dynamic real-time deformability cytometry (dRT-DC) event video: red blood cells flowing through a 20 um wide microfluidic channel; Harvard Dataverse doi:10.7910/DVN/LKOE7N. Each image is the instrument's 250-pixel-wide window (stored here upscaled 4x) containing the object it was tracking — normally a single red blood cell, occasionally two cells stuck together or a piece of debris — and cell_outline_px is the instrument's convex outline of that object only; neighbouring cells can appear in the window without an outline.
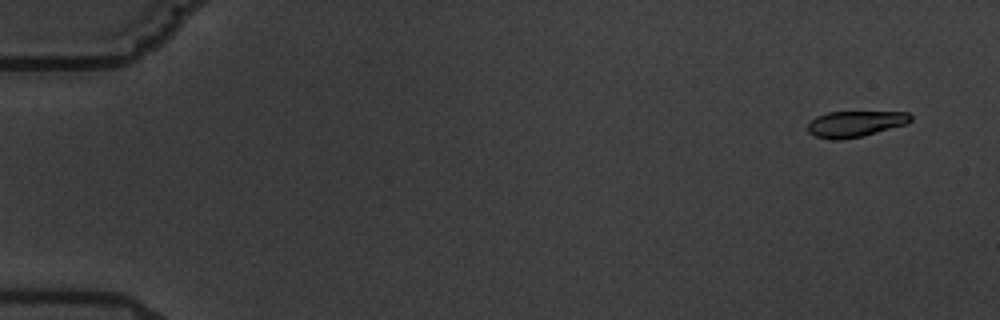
{"species": "common noctule bat (a hibernating species)", "species_latin": "Nyctalus noctula", "temperature_condition": "warm", "stored_images_in_passage": 17, "camera_frame_rate_fps": 3000, "um_per_image_px": 0.085, "animal": {"sex": "male", "body_mass_g": 19.5, "forearm_length_mm": 54.6}, "frame": {"image": 1, "passage_image": 1, "time_ms": 0.0, "image_size_px": [1000, 320], "cell_outline_px": [[912, 120], [908, 124], [864, 136], [840, 140], [832, 140], [816, 136], [808, 132], [808, 124], [816, 116], [828, 112], [908, 112], [912, 116]], "centroid_in_image_um": [72.73, 10.53], "position_along_channel_um": 12.3, "area_um2": 15.72}}
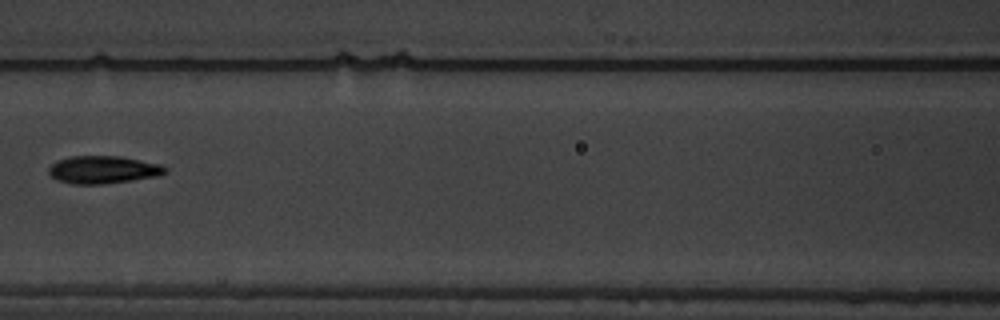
{"frame": {"image": 2, "passage_image": 8, "time_ms": 8.333, "image_size_px": [1000, 320], "cell_outline_px": [[168, 172], [160, 176], [104, 184], [72, 184], [56, 180], [48, 172], [48, 168], [56, 160], [72, 156], [120, 156], [160, 164], [168, 168]], "centroid_in_image_um": [8.78, 14.43], "position_along_channel_um": 157.8, "area_um2": 18.96}}
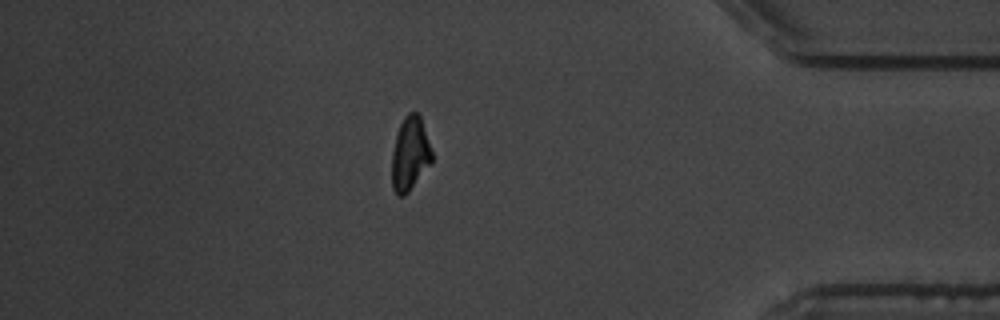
{"frame": {"image": 3, "passage_image": 15, "time_ms": 16.333, "image_size_px": [1000, 320], "cell_outline_px": [[432, 164], [408, 192], [404, 196], [400, 196], [392, 188], [392, 152], [396, 136], [400, 124], [404, 116], [408, 112], [416, 112], [420, 116], [432, 152]], "centroid_in_image_um": [34.85, 13.09], "position_along_channel_um": 400.3, "area_um2": 17.17}, "authors_computed_cell_mechanics": {"area_um2": 17.4556, "velocity_mm_per_s": 3.427, "shape_relaxation_time_tau1_ms": 3.5584, "shape_relaxation_time_tau2_ms": 4.1426, "deformation_change_tau1": 0.1739, "deformation_change_tau2": 0.1001}}